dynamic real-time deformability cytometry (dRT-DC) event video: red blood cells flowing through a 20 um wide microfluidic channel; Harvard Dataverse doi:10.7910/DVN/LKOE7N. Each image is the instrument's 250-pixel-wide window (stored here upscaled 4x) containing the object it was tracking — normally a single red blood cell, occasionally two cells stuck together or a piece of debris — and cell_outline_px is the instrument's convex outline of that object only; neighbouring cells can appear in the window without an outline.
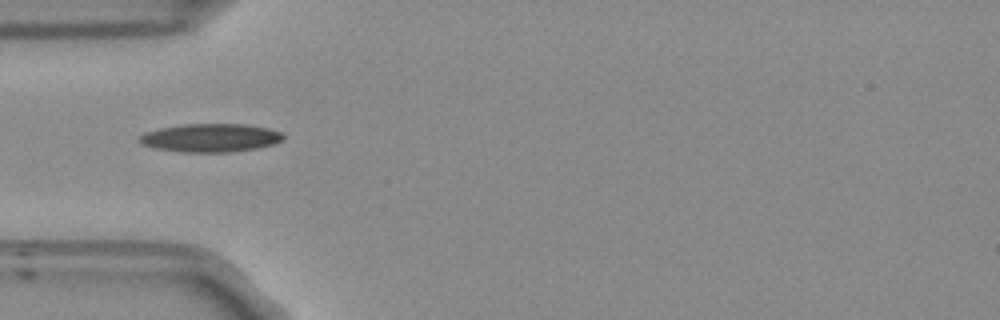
{"species": "Egyptian fruit bat (a non-hibernating species)", "species_latin": "Rousettus aegyptiacus", "temperature_condition": "room temperature", "stored_images_in_passage": 38, "camera_frame_rate_fps": 3000, "um_per_image_px": 0.085, "frame": {"image": 1, "passage_image": 1, "time_ms": 0.0, "image_size_px": [1000, 320], "cell_outline_px": [[284, 136], [276, 144], [256, 148], [232, 152], [184, 152], [156, 148], [140, 144], [136, 140], [144, 132], [160, 128], [180, 124], [244, 124], [268, 128], [280, 132]], "centroid_in_image_um": [17.85, 11.71], "position_along_channel_um": 67.1, "area_um2": 23.81}}
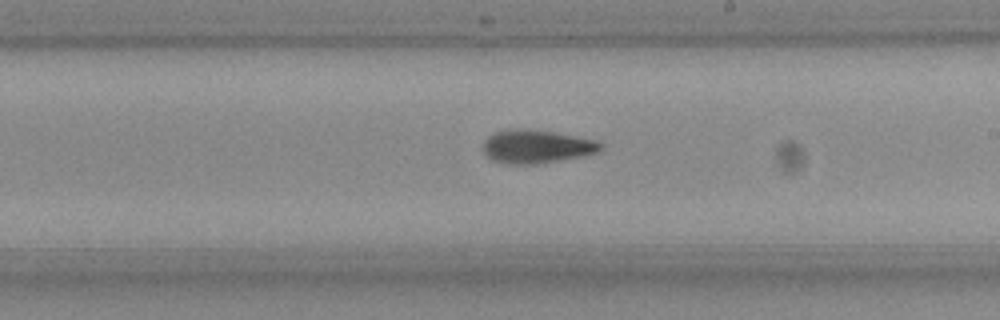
{"frame": {"image": 2, "passage_image": 15, "time_ms": 4.667, "image_size_px": [1000, 320], "cell_outline_px": [[604, 148], [596, 152], [580, 156], [536, 164], [512, 164], [492, 160], [484, 152], [484, 140], [488, 136], [496, 132], [516, 128], [524, 128], [552, 132], [596, 140], [604, 144]], "centroid_in_image_um": [45.61, 12.45], "position_along_channel_um": 243.4, "area_um2": 22.54}}
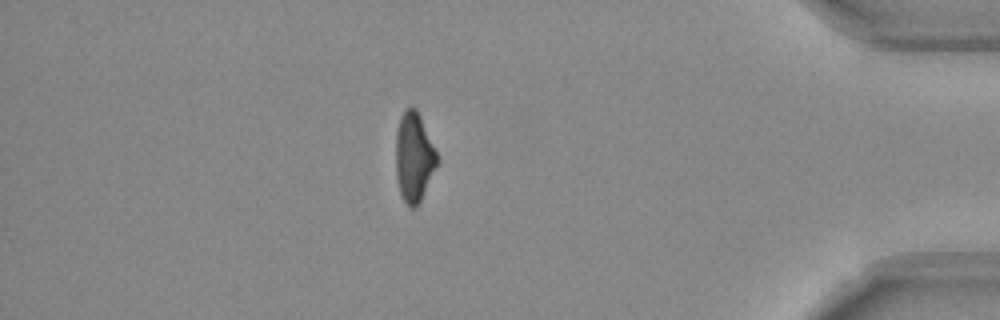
{"frame": {"image": 3, "passage_image": 31, "time_ms": 10.0, "image_size_px": [1000, 320], "cell_outline_px": [[440, 160], [416, 208], [408, 208], [400, 192], [396, 176], [396, 132], [400, 116], [404, 108], [412, 104], [416, 108], [420, 116]], "centroid_in_image_um": [35.18, 13.32], "position_along_channel_um": 400.0, "area_um2": 21.62}, "authors_computed_cell_mechanics": {"area_um2": 21.8773, "velocity_mm_per_s": 3.7522, "shape_relaxation_time_tau1_ms": 8.0371, "shape_relaxation_time_tau2_ms": 4.0504, "deformation_change_tau1": 0.2071, "deformation_change_tau2": 0.1135}}